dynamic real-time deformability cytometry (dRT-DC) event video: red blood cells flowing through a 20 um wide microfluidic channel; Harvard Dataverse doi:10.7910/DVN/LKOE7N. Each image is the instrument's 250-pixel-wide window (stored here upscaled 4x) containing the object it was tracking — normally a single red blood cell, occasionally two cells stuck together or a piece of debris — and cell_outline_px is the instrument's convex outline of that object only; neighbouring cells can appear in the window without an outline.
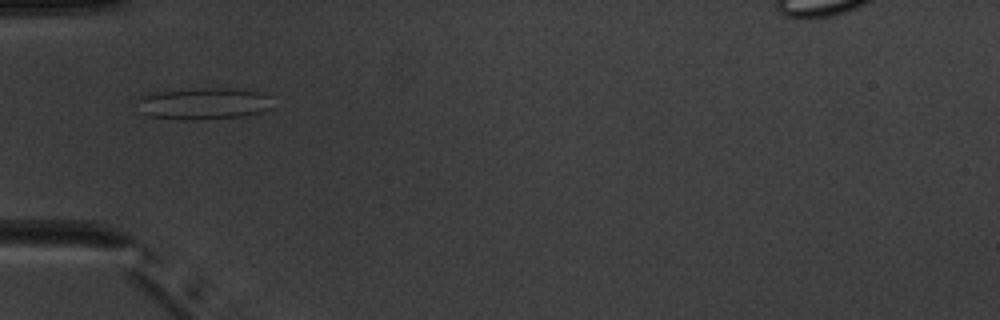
{"species": "common noctule bat (a hibernating species)", "species_latin": "Nyctalus noctula", "temperature_condition": "warm", "stored_images_in_passage": 5, "camera_frame_rate_fps": 3000, "um_per_image_px": 0.085, "animal": {"sex": "male", "body_mass_g": 20.1, "forearm_length_mm": 53.5}, "frame": {"image": 1, "passage_image": 2, "time_ms": 1.333, "image_size_px": [1000, 320], "cell_outline_px": [[272, 108], [260, 112], [244, 116], [200, 120], [184, 120], [148, 116], [140, 112], [136, 100], [140, 96], [160, 92], [204, 88], [244, 88], [264, 92], [268, 96]], "centroid_in_image_um": [17.34, 8.81], "position_along_channel_um": 67.7, "area_um2": 25.32}}
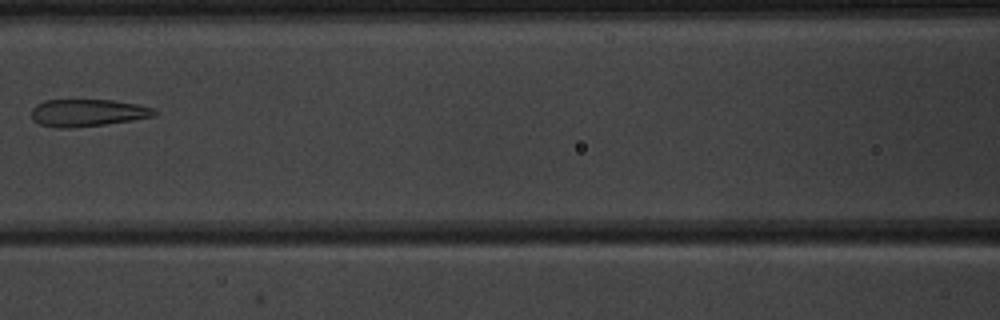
{"frame": {"image": 2, "passage_image": 4, "time_ms": 3.667, "image_size_px": [1000, 320], "cell_outline_px": [[160, 112], [156, 116], [132, 120], [104, 124], [68, 128], [56, 128], [40, 124], [32, 120], [32, 108], [36, 104], [44, 100], [112, 100], [136, 104], [152, 108]], "centroid_in_image_um": [7.44, 9.58], "position_along_channel_um": 159.2, "area_um2": 19.54}}
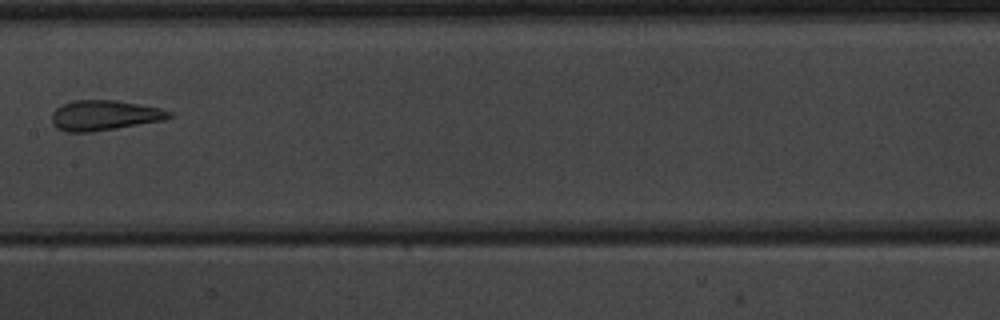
{"frame": {"image": 3, "passage_image": 5, "time_ms": 4.667, "image_size_px": [1000, 320], "cell_outline_px": [[172, 116], [164, 120], [92, 132], [64, 132], [56, 128], [52, 124], [52, 112], [56, 108], [72, 100], [116, 100], [160, 108], [172, 112]], "centroid_in_image_um": [8.84, 9.81], "position_along_channel_um": 198.6, "area_um2": 20.63}}